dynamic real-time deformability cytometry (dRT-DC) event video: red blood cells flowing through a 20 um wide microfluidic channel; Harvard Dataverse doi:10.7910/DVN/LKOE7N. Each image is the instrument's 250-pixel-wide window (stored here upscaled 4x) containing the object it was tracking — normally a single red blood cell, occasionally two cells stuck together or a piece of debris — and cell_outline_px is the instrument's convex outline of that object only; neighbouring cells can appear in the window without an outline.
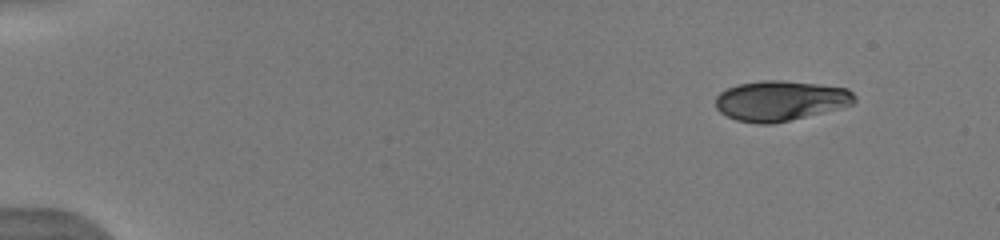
{"species": "human", "species_latin": "Homo sapiens", "temperature_condition": "warm", "stored_images_in_passage": 9, "camera_frame_rate_fps": 3000, "um_per_image_px": 0.085, "donor": {"sex": "male"}, "frame": {"image": 1, "passage_image": 1, "time_ms": 0.0, "image_size_px": [1000, 240], "cell_outline_px": [[856, 100], [852, 104], [772, 124], [756, 124], [736, 120], [720, 112], [716, 108], [716, 96], [720, 92], [736, 84], [760, 80], [780, 80], [816, 84], [848, 88], [856, 96]], "centroid_in_image_um": [66.28, 8.55], "position_along_channel_um": 18.7, "area_um2": 32.19}}